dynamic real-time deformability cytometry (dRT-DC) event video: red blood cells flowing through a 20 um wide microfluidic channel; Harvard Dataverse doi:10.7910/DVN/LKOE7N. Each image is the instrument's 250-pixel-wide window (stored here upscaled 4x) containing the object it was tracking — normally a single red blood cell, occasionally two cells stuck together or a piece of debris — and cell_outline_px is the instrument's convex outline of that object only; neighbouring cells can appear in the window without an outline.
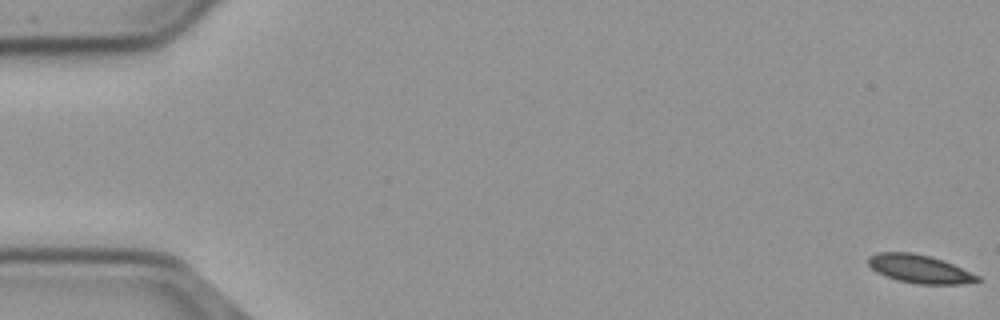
{"species": "common noctule bat (a hibernating species)", "species_latin": "Nyctalus noctula", "temperature_condition": "cold", "stored_images_in_passage": 58, "segment_of_instrument_passage": [1, 2], "camera_frame_rate_fps": 3000, "um_per_image_px": 0.085, "animal": {"sex": "male", "body_mass_g": 23.1, "forearm_length_mm": 52.7}, "frame": {"image": 1, "passage_image": 1, "time_ms": 0.0, "image_size_px": [1000, 320], "cell_outline_px": [[980, 280], [960, 284], [916, 284], [896, 280], [884, 276], [876, 272], [868, 264], [868, 256], [876, 252], [912, 252], [944, 260], [980, 276]], "centroid_in_image_um": [78.12, 22.85], "position_along_channel_um": 6.9, "area_um2": 18.09}}
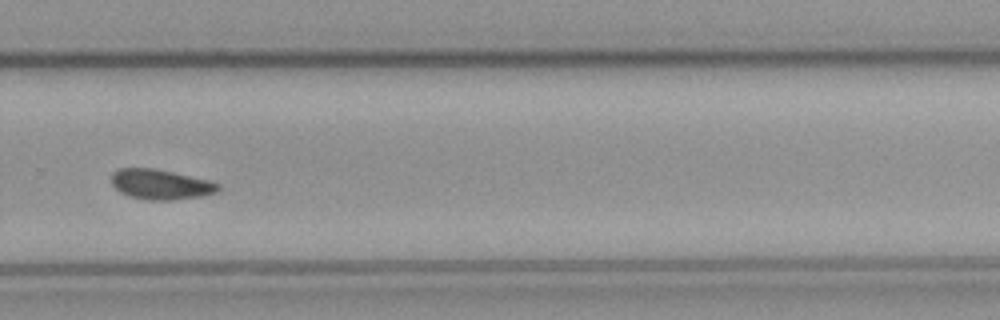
{"frame": {"image": 2, "passage_image": 39, "time_ms": 12.667, "image_size_px": [1000, 320], "cell_outline_px": [[220, 188], [216, 192], [204, 196], [172, 200], [148, 200], [128, 196], [120, 192], [112, 184], [112, 172], [120, 168], [156, 168], [208, 180], [220, 184]], "centroid_in_image_um": [13.66, 15.67], "position_along_channel_um": 316.1, "area_um2": 18.79}}
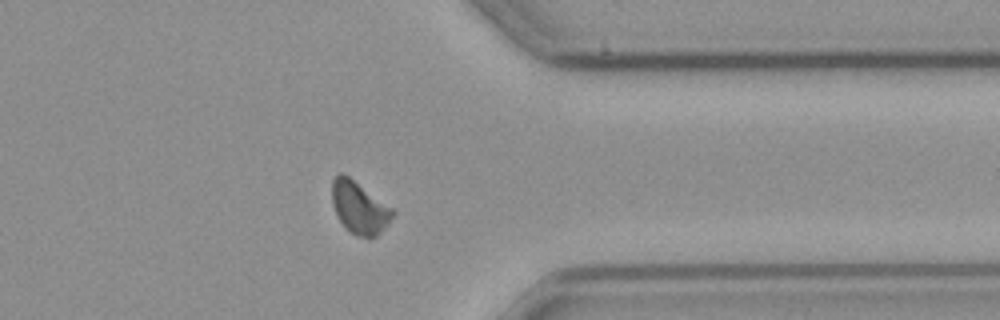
{"frame": {"image": 3, "passage_image": 45, "time_ms": 14.667, "image_size_px": [1000, 320], "cell_outline_px": [[396, 212], [388, 224], [376, 236], [356, 236], [336, 216], [332, 204], [332, 180], [340, 172], [344, 172], [392, 208]], "centroid_in_image_um": [30.53, 17.61], "position_along_channel_um": 380.9, "area_um2": 18.26}}